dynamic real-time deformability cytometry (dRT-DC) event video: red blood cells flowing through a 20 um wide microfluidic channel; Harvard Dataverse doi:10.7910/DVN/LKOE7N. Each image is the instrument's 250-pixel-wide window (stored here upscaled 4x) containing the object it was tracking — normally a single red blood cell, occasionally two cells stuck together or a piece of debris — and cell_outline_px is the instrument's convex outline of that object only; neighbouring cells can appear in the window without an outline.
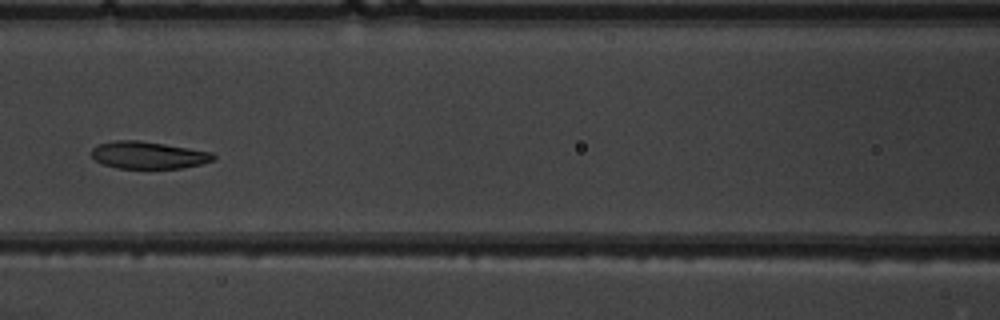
{"species": "common noctule bat (a hibernating species)", "species_latin": "Nyctalus noctula", "temperature_condition": "warm", "stored_images_in_passage": 6, "camera_frame_rate_fps": 3000, "um_per_image_px": 0.085, "animal": {"sex": "male", "body_mass_g": 19.5, "forearm_length_mm": 54.6}, "frame": {"image": 1, "passage_image": 5, "time_ms": 4.667, "image_size_px": [1000, 320], "cell_outline_px": [[216, 156], [212, 160], [200, 164], [180, 168], [116, 168], [104, 164], [96, 160], [92, 156], [92, 148], [100, 144], [112, 140], [140, 140], [212, 152]], "centroid_in_image_um": [12.59, 13.18], "position_along_channel_um": 154.0, "area_um2": 19.13}}
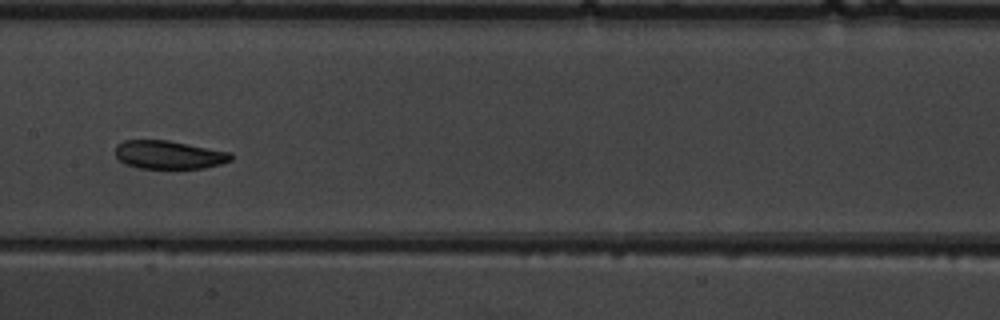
{"frame": {"image": 2, "passage_image": 6, "time_ms": 5.667, "image_size_px": [1000, 320], "cell_outline_px": [[232, 160], [220, 164], [204, 168], [136, 168], [124, 164], [116, 156], [116, 144], [124, 140], [168, 140], [232, 152]], "centroid_in_image_um": [14.35, 13.15], "position_along_channel_um": 193.0, "area_um2": 19.19}}